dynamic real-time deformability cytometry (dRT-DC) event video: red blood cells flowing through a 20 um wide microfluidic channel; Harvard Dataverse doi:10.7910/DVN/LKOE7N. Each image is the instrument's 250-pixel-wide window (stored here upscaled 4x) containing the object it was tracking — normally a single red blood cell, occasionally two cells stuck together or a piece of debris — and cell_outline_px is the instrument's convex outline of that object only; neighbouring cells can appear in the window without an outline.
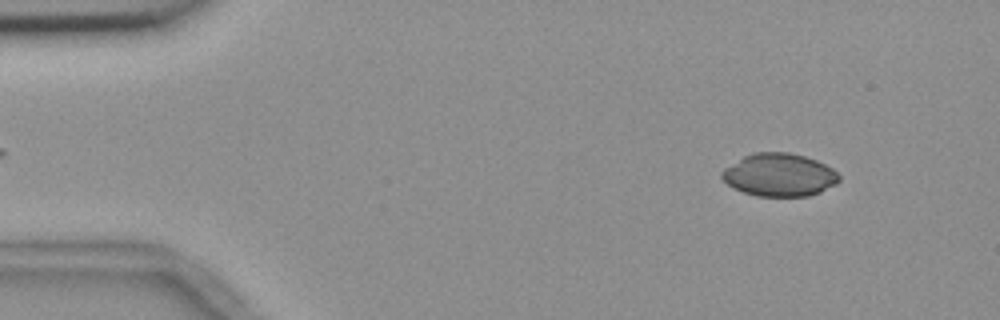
{"species": "common noctule bat (a hibernating species)", "species_latin": "Nyctalus noctula", "temperature_condition": "room temperature", "stored_images_in_passage": 54, "camera_frame_rate_fps": 3000, "um_per_image_px": 0.085, "animal": {"sex": "female", "body_mass_g": 18.4}, "frame": {"image": 1, "passage_image": 5, "time_ms": 1.333, "image_size_px": [1000, 320], "cell_outline_px": [[840, 180], [836, 184], [820, 192], [808, 196], [756, 196], [744, 192], [728, 184], [720, 176], [720, 172], [724, 168], [744, 156], [752, 152], [788, 152], [804, 156], [816, 160], [832, 168], [840, 176]], "centroid_in_image_um": [66.24, 14.86], "position_along_channel_um": 18.8, "area_um2": 29.25}}
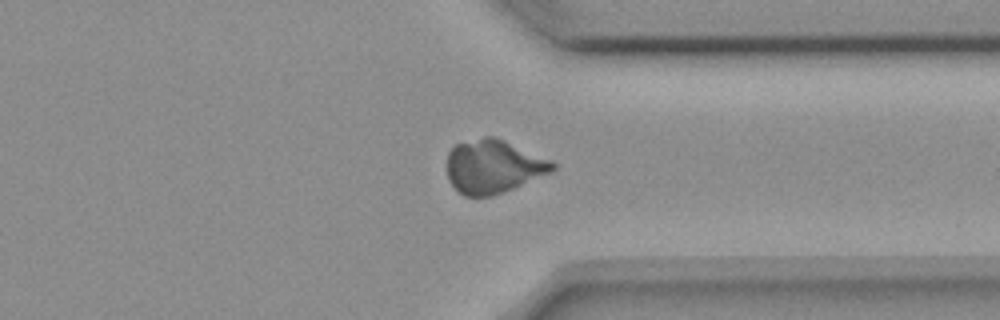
{"frame": {"image": 2, "passage_image": 41, "time_ms": 13.333, "image_size_px": [1000, 320], "cell_outline_px": [[556, 168], [552, 172], [504, 192], [492, 196], [464, 196], [448, 180], [448, 152], [452, 144], [484, 136], [496, 136], [552, 160], [556, 164]], "centroid_in_image_um": [41.94, 14.13], "position_along_channel_um": 369.5, "area_um2": 33.23}}
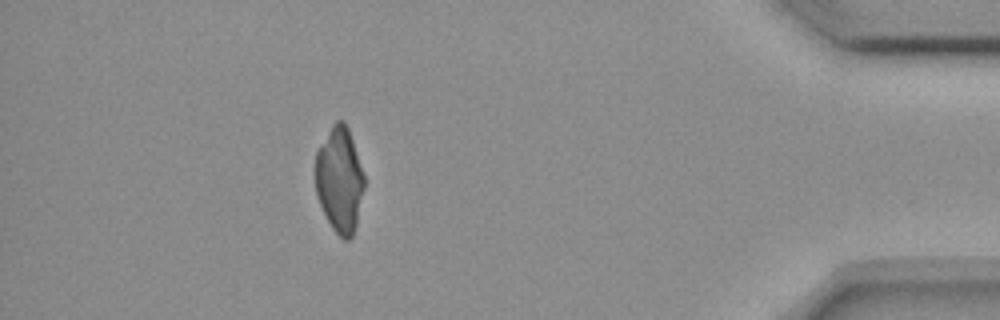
{"frame": {"image": 3, "passage_image": 48, "time_ms": 15.667, "image_size_px": [1000, 320], "cell_outline_px": [[364, 188], [356, 228], [352, 236], [348, 240], [344, 240], [332, 228], [316, 196], [316, 152], [332, 124], [336, 120], [344, 120], [348, 128], [364, 176]], "centroid_in_image_um": [28.86, 15.29], "position_along_channel_um": 406.3, "area_um2": 29.77}}